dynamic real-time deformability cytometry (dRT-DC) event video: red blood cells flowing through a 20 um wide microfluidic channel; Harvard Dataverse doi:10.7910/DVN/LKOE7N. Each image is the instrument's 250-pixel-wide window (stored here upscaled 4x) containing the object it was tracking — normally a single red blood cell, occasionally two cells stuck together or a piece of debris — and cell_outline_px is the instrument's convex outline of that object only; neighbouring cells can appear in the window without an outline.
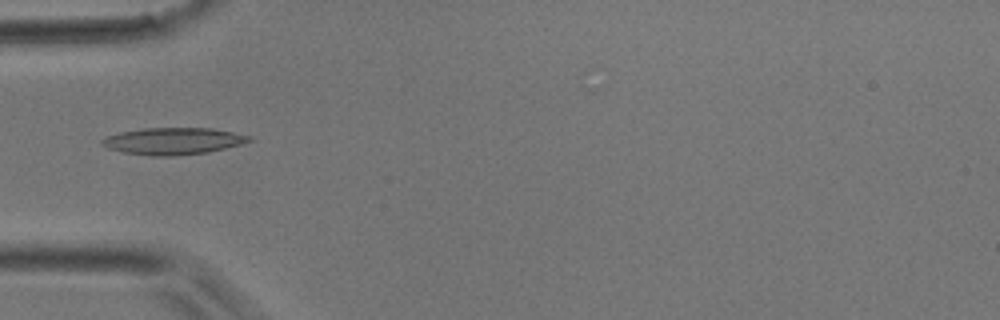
{"species": "common noctule bat (a hibernating species)", "species_latin": "Nyctalus noctula", "temperature_condition": "room temperature", "stored_images_in_passage": 1, "camera_frame_rate_fps": 3000, "um_per_image_px": 0.085, "animal": {"sex": "male", "body_mass_g": 17.9}, "frame": {"image": 1, "passage_image": 1, "time_ms": 0.0, "image_size_px": [1000, 320], "cell_outline_px": [[256, 140], [208, 152], [172, 156], [152, 156], [124, 152], [108, 148], [100, 144], [100, 140], [104, 136], [120, 132], [144, 128], [212, 128], [252, 136]], "centroid_in_image_um": [14.71, 11.98], "position_along_channel_um": 70.3, "area_um2": 23.12}}